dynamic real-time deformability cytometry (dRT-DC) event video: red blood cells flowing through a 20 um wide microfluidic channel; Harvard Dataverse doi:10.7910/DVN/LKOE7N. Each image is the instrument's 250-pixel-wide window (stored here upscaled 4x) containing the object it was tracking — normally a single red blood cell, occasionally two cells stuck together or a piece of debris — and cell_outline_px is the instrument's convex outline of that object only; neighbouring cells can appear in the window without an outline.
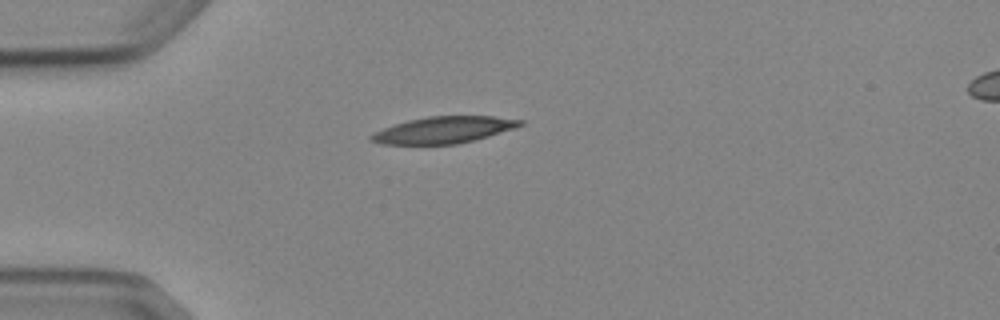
{"species": "Egyptian fruit bat (a non-hibernating species)", "species_latin": "Rousettus aegyptiacus", "temperature_condition": "cold", "stored_images_in_passage": 3, "camera_frame_rate_fps": 3000, "um_per_image_px": 0.085, "animal": {"sex": "female"}, "frame": {"image": 1, "passage_image": 1, "time_ms": 0.0, "image_size_px": [1000, 320], "cell_outline_px": [[524, 124], [516, 128], [488, 136], [456, 144], [380, 144], [368, 140], [368, 136], [384, 128], [408, 120], [428, 116], [492, 116], [524, 120]], "centroid_in_image_um": [37.72, 11.04], "position_along_channel_um": 47.3, "area_um2": 23.0}}
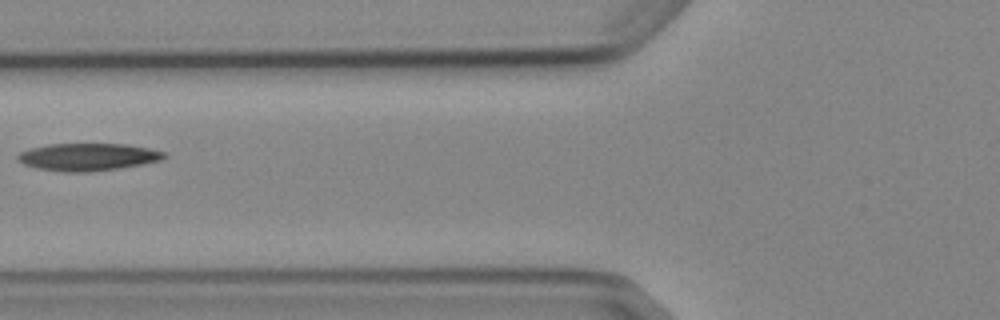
{"frame": {"image": 2, "passage_image": 3, "time_ms": 2.333, "image_size_px": [1000, 320], "cell_outline_px": [[168, 156], [160, 160], [140, 164], [116, 168], [88, 172], [64, 172], [36, 168], [24, 164], [16, 160], [16, 156], [20, 152], [32, 148], [48, 144], [128, 144], [148, 148], [164, 152]], "centroid_in_image_um": [7.43, 13.33], "position_along_channel_um": 118.4, "area_um2": 23.24}}